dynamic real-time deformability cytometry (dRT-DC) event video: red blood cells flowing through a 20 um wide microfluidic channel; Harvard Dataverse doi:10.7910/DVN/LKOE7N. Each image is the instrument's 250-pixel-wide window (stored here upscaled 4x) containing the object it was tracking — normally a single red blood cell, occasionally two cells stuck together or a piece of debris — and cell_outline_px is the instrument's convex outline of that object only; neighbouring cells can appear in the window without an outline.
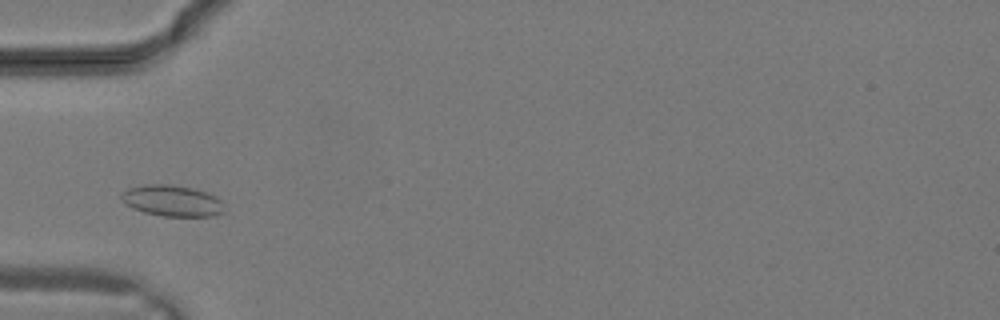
{"species": "common noctule bat (a hibernating species)", "species_latin": "Nyctalus noctula", "temperature_condition": "warm", "stored_images_in_passage": 21, "camera_frame_rate_fps": 3000, "um_per_image_px": 0.085, "animal": {"sex": "male", "body_mass_g": 19.2, "forearm_length_mm": 51.8}, "frame": {"image": 1, "passage_image": 4, "time_ms": 1.0, "image_size_px": [1000, 320], "cell_outline_px": [[224, 212], [212, 216], [164, 216], [144, 212], [132, 208], [124, 204], [120, 200], [120, 192], [128, 188], [144, 184], [172, 184], [192, 188], [208, 192], [216, 196], [220, 200]], "centroid_in_image_um": [14.57, 17.05], "position_along_channel_um": 70.4, "area_um2": 18.9}}
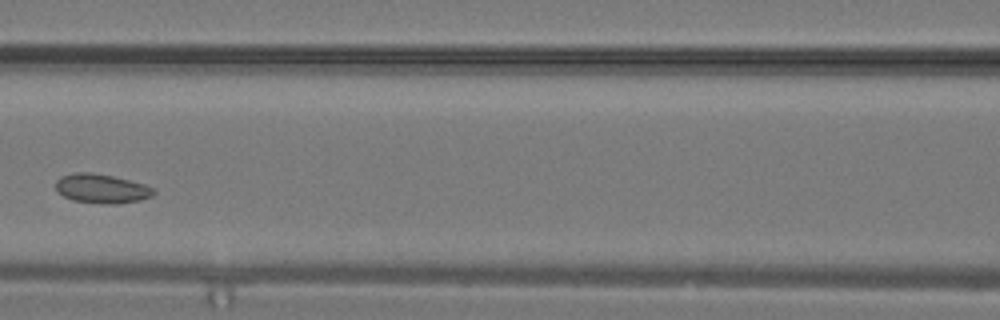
{"frame": {"image": 2, "passage_image": 8, "time_ms": 2.333, "image_size_px": [1000, 320], "cell_outline_px": [[156, 192], [152, 196], [140, 200], [116, 204], [104, 204], [72, 200], [64, 196], [56, 188], [56, 180], [60, 176], [76, 172], [92, 172], [112, 176], [144, 184], [152, 188]], "centroid_in_image_um": [8.63, 16.03], "position_along_channel_um": 158.0, "area_um2": 16.59}}
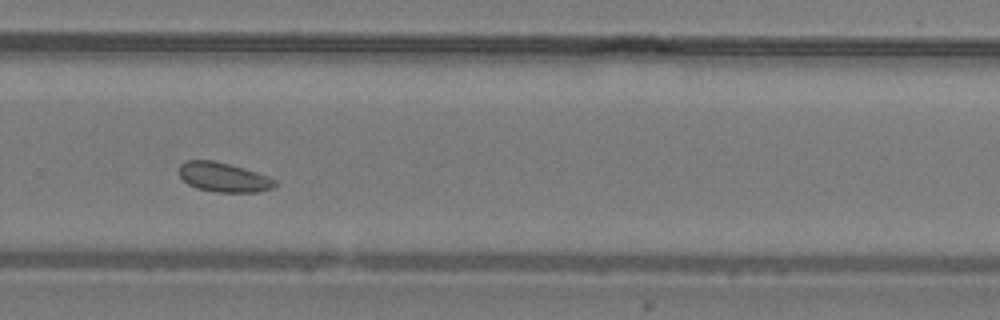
{"frame": {"image": 3, "passage_image": 15, "time_ms": 4.667, "image_size_px": [1000, 320], "cell_outline_px": [[276, 184], [272, 188], [256, 192], [216, 192], [196, 188], [188, 184], [180, 176], [180, 164], [188, 160], [212, 160], [244, 168], [268, 176], [276, 180]], "centroid_in_image_um": [19.0, 15.07], "position_along_channel_um": 310.8, "area_um2": 16.3}}